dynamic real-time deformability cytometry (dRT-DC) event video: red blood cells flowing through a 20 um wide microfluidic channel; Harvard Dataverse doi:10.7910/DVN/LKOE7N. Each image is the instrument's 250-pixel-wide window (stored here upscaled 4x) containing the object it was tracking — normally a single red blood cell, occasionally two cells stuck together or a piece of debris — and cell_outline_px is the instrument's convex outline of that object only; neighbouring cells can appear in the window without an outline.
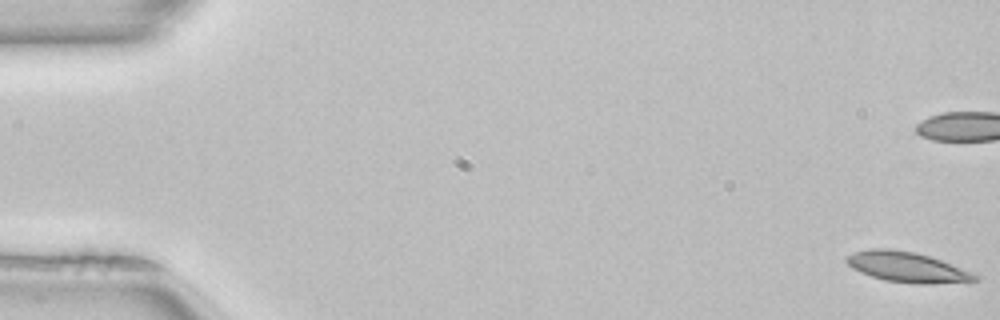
{"species": "common noctule bat (a hibernating species)", "species_latin": "Nyctalus noctula", "temperature_condition": "room temperature", "stored_images_in_passage": 52, "camera_frame_rate_fps": 3000, "um_per_image_px": 0.085, "animal": {"sex": "female", "body_mass_g": 22.7, "forearm_length_mm": 54.2}, "frame": {"image": 1, "passage_image": 1, "time_ms": 0.0, "image_size_px": [1000, 320], "cell_outline_px": [[980, 276], [976, 280], [932, 284], [916, 284], [884, 280], [860, 272], [852, 268], [844, 260], [844, 256], [856, 252], [872, 248], [888, 248], [916, 252], [976, 272]], "centroid_in_image_um": [77.11, 22.7], "position_along_channel_um": 7.9, "area_um2": 22.77}, "authors_computed_cell_mechanics": {"area_um2": 21.8773, "velocity_mm_per_s": 4.0008, "shape_relaxation_time_tau1_ms": null, "shape_relaxation_time_tau2_ms": 7.5723, "deformation_change_tau1": null, "deformation_change_tau2": 0.1355}}